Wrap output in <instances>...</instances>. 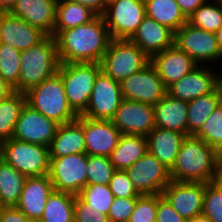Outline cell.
<instances>
[{"label": "cell", "mask_w": 222, "mask_h": 222, "mask_svg": "<svg viewBox=\"0 0 222 222\" xmlns=\"http://www.w3.org/2000/svg\"><path fill=\"white\" fill-rule=\"evenodd\" d=\"M214 34H215V37L217 39L219 49L221 50V53H222V27L217 32H215Z\"/></svg>", "instance_id": "cell-51"}, {"label": "cell", "mask_w": 222, "mask_h": 222, "mask_svg": "<svg viewBox=\"0 0 222 222\" xmlns=\"http://www.w3.org/2000/svg\"><path fill=\"white\" fill-rule=\"evenodd\" d=\"M60 63H100L112 40L102 16L55 37Z\"/></svg>", "instance_id": "cell-1"}, {"label": "cell", "mask_w": 222, "mask_h": 222, "mask_svg": "<svg viewBox=\"0 0 222 222\" xmlns=\"http://www.w3.org/2000/svg\"><path fill=\"white\" fill-rule=\"evenodd\" d=\"M156 222H188L181 217L172 207L169 201L162 195L157 194Z\"/></svg>", "instance_id": "cell-44"}, {"label": "cell", "mask_w": 222, "mask_h": 222, "mask_svg": "<svg viewBox=\"0 0 222 222\" xmlns=\"http://www.w3.org/2000/svg\"><path fill=\"white\" fill-rule=\"evenodd\" d=\"M46 36L41 29L5 11L0 27V43L24 51L40 43Z\"/></svg>", "instance_id": "cell-20"}, {"label": "cell", "mask_w": 222, "mask_h": 222, "mask_svg": "<svg viewBox=\"0 0 222 222\" xmlns=\"http://www.w3.org/2000/svg\"><path fill=\"white\" fill-rule=\"evenodd\" d=\"M149 63L150 58L130 39H112L100 65L104 74L121 83Z\"/></svg>", "instance_id": "cell-6"}, {"label": "cell", "mask_w": 222, "mask_h": 222, "mask_svg": "<svg viewBox=\"0 0 222 222\" xmlns=\"http://www.w3.org/2000/svg\"><path fill=\"white\" fill-rule=\"evenodd\" d=\"M30 222H41V221H39V220H32V221H30Z\"/></svg>", "instance_id": "cell-55"}, {"label": "cell", "mask_w": 222, "mask_h": 222, "mask_svg": "<svg viewBox=\"0 0 222 222\" xmlns=\"http://www.w3.org/2000/svg\"><path fill=\"white\" fill-rule=\"evenodd\" d=\"M192 26L208 32H217L222 27V6L218 0H206L188 18Z\"/></svg>", "instance_id": "cell-34"}, {"label": "cell", "mask_w": 222, "mask_h": 222, "mask_svg": "<svg viewBox=\"0 0 222 222\" xmlns=\"http://www.w3.org/2000/svg\"><path fill=\"white\" fill-rule=\"evenodd\" d=\"M58 123L25 104L17 120L12 138L49 148Z\"/></svg>", "instance_id": "cell-16"}, {"label": "cell", "mask_w": 222, "mask_h": 222, "mask_svg": "<svg viewBox=\"0 0 222 222\" xmlns=\"http://www.w3.org/2000/svg\"><path fill=\"white\" fill-rule=\"evenodd\" d=\"M123 100L120 83L101 71L95 79L89 104L81 115L91 119L111 120Z\"/></svg>", "instance_id": "cell-11"}, {"label": "cell", "mask_w": 222, "mask_h": 222, "mask_svg": "<svg viewBox=\"0 0 222 222\" xmlns=\"http://www.w3.org/2000/svg\"><path fill=\"white\" fill-rule=\"evenodd\" d=\"M188 222H212L210 218L203 213L195 216L193 219L188 220Z\"/></svg>", "instance_id": "cell-50"}, {"label": "cell", "mask_w": 222, "mask_h": 222, "mask_svg": "<svg viewBox=\"0 0 222 222\" xmlns=\"http://www.w3.org/2000/svg\"><path fill=\"white\" fill-rule=\"evenodd\" d=\"M182 13L188 19L193 12L200 7L206 0H176Z\"/></svg>", "instance_id": "cell-46"}, {"label": "cell", "mask_w": 222, "mask_h": 222, "mask_svg": "<svg viewBox=\"0 0 222 222\" xmlns=\"http://www.w3.org/2000/svg\"><path fill=\"white\" fill-rule=\"evenodd\" d=\"M57 0H18L9 11L54 37Z\"/></svg>", "instance_id": "cell-21"}, {"label": "cell", "mask_w": 222, "mask_h": 222, "mask_svg": "<svg viewBox=\"0 0 222 222\" xmlns=\"http://www.w3.org/2000/svg\"><path fill=\"white\" fill-rule=\"evenodd\" d=\"M57 72L61 75L69 106L81 115L89 104L95 79L101 72L100 63H60Z\"/></svg>", "instance_id": "cell-5"}, {"label": "cell", "mask_w": 222, "mask_h": 222, "mask_svg": "<svg viewBox=\"0 0 222 222\" xmlns=\"http://www.w3.org/2000/svg\"><path fill=\"white\" fill-rule=\"evenodd\" d=\"M125 172L141 195L162 194L171 181L169 170L148 151Z\"/></svg>", "instance_id": "cell-12"}, {"label": "cell", "mask_w": 222, "mask_h": 222, "mask_svg": "<svg viewBox=\"0 0 222 222\" xmlns=\"http://www.w3.org/2000/svg\"><path fill=\"white\" fill-rule=\"evenodd\" d=\"M150 63L156 68L166 88L198 66L190 56L176 45L155 54L150 59Z\"/></svg>", "instance_id": "cell-19"}, {"label": "cell", "mask_w": 222, "mask_h": 222, "mask_svg": "<svg viewBox=\"0 0 222 222\" xmlns=\"http://www.w3.org/2000/svg\"><path fill=\"white\" fill-rule=\"evenodd\" d=\"M194 137L204 140L222 155V101Z\"/></svg>", "instance_id": "cell-36"}, {"label": "cell", "mask_w": 222, "mask_h": 222, "mask_svg": "<svg viewBox=\"0 0 222 222\" xmlns=\"http://www.w3.org/2000/svg\"><path fill=\"white\" fill-rule=\"evenodd\" d=\"M209 66L198 65L182 79L167 88V94L173 98L190 102L200 96L210 94L218 88L219 75ZM212 70V71H211Z\"/></svg>", "instance_id": "cell-18"}, {"label": "cell", "mask_w": 222, "mask_h": 222, "mask_svg": "<svg viewBox=\"0 0 222 222\" xmlns=\"http://www.w3.org/2000/svg\"><path fill=\"white\" fill-rule=\"evenodd\" d=\"M174 38V31L146 16L130 40L151 59L173 46Z\"/></svg>", "instance_id": "cell-23"}, {"label": "cell", "mask_w": 222, "mask_h": 222, "mask_svg": "<svg viewBox=\"0 0 222 222\" xmlns=\"http://www.w3.org/2000/svg\"><path fill=\"white\" fill-rule=\"evenodd\" d=\"M137 198L114 197L110 206L108 218L110 222H129L131 214L136 206Z\"/></svg>", "instance_id": "cell-43"}, {"label": "cell", "mask_w": 222, "mask_h": 222, "mask_svg": "<svg viewBox=\"0 0 222 222\" xmlns=\"http://www.w3.org/2000/svg\"><path fill=\"white\" fill-rule=\"evenodd\" d=\"M112 39H130L146 17L144 0H118L102 14Z\"/></svg>", "instance_id": "cell-10"}, {"label": "cell", "mask_w": 222, "mask_h": 222, "mask_svg": "<svg viewBox=\"0 0 222 222\" xmlns=\"http://www.w3.org/2000/svg\"><path fill=\"white\" fill-rule=\"evenodd\" d=\"M26 176L0 158V198L2 206H16Z\"/></svg>", "instance_id": "cell-32"}, {"label": "cell", "mask_w": 222, "mask_h": 222, "mask_svg": "<svg viewBox=\"0 0 222 222\" xmlns=\"http://www.w3.org/2000/svg\"><path fill=\"white\" fill-rule=\"evenodd\" d=\"M185 138L182 133L154 127L147 135L148 152L170 171Z\"/></svg>", "instance_id": "cell-24"}, {"label": "cell", "mask_w": 222, "mask_h": 222, "mask_svg": "<svg viewBox=\"0 0 222 222\" xmlns=\"http://www.w3.org/2000/svg\"><path fill=\"white\" fill-rule=\"evenodd\" d=\"M146 16L176 32L188 22L176 0H144Z\"/></svg>", "instance_id": "cell-29"}, {"label": "cell", "mask_w": 222, "mask_h": 222, "mask_svg": "<svg viewBox=\"0 0 222 222\" xmlns=\"http://www.w3.org/2000/svg\"><path fill=\"white\" fill-rule=\"evenodd\" d=\"M97 15L89 8L71 0H59L56 6L54 38L69 28L89 23Z\"/></svg>", "instance_id": "cell-28"}, {"label": "cell", "mask_w": 222, "mask_h": 222, "mask_svg": "<svg viewBox=\"0 0 222 222\" xmlns=\"http://www.w3.org/2000/svg\"><path fill=\"white\" fill-rule=\"evenodd\" d=\"M49 153L50 157H64L71 154L85 153L82 125L77 120L58 125L55 136L49 146Z\"/></svg>", "instance_id": "cell-26"}, {"label": "cell", "mask_w": 222, "mask_h": 222, "mask_svg": "<svg viewBox=\"0 0 222 222\" xmlns=\"http://www.w3.org/2000/svg\"><path fill=\"white\" fill-rule=\"evenodd\" d=\"M218 88L221 93V101H222V74H219V77H218Z\"/></svg>", "instance_id": "cell-52"}, {"label": "cell", "mask_w": 222, "mask_h": 222, "mask_svg": "<svg viewBox=\"0 0 222 222\" xmlns=\"http://www.w3.org/2000/svg\"><path fill=\"white\" fill-rule=\"evenodd\" d=\"M157 194H144L137 197L136 206L129 222H156Z\"/></svg>", "instance_id": "cell-40"}, {"label": "cell", "mask_w": 222, "mask_h": 222, "mask_svg": "<svg viewBox=\"0 0 222 222\" xmlns=\"http://www.w3.org/2000/svg\"><path fill=\"white\" fill-rule=\"evenodd\" d=\"M111 121L122 135L147 137L155 127L153 105L124 99Z\"/></svg>", "instance_id": "cell-15"}, {"label": "cell", "mask_w": 222, "mask_h": 222, "mask_svg": "<svg viewBox=\"0 0 222 222\" xmlns=\"http://www.w3.org/2000/svg\"><path fill=\"white\" fill-rule=\"evenodd\" d=\"M13 91V88H11L0 76V100L7 97Z\"/></svg>", "instance_id": "cell-48"}, {"label": "cell", "mask_w": 222, "mask_h": 222, "mask_svg": "<svg viewBox=\"0 0 222 222\" xmlns=\"http://www.w3.org/2000/svg\"><path fill=\"white\" fill-rule=\"evenodd\" d=\"M77 2L93 11L97 16H102L106 6L104 0H71Z\"/></svg>", "instance_id": "cell-47"}, {"label": "cell", "mask_w": 222, "mask_h": 222, "mask_svg": "<svg viewBox=\"0 0 222 222\" xmlns=\"http://www.w3.org/2000/svg\"><path fill=\"white\" fill-rule=\"evenodd\" d=\"M78 196L91 208L101 210L108 215L110 206L113 203L114 195L108 185L87 184L78 194Z\"/></svg>", "instance_id": "cell-37"}, {"label": "cell", "mask_w": 222, "mask_h": 222, "mask_svg": "<svg viewBox=\"0 0 222 222\" xmlns=\"http://www.w3.org/2000/svg\"><path fill=\"white\" fill-rule=\"evenodd\" d=\"M21 68V51L0 43V76L14 91L19 92V77Z\"/></svg>", "instance_id": "cell-35"}, {"label": "cell", "mask_w": 222, "mask_h": 222, "mask_svg": "<svg viewBox=\"0 0 222 222\" xmlns=\"http://www.w3.org/2000/svg\"><path fill=\"white\" fill-rule=\"evenodd\" d=\"M155 127L176 131L188 136V102L166 94L153 105Z\"/></svg>", "instance_id": "cell-25"}, {"label": "cell", "mask_w": 222, "mask_h": 222, "mask_svg": "<svg viewBox=\"0 0 222 222\" xmlns=\"http://www.w3.org/2000/svg\"><path fill=\"white\" fill-rule=\"evenodd\" d=\"M147 151V137L125 134L120 137L110 160L116 170H125L138 161Z\"/></svg>", "instance_id": "cell-27"}, {"label": "cell", "mask_w": 222, "mask_h": 222, "mask_svg": "<svg viewBox=\"0 0 222 222\" xmlns=\"http://www.w3.org/2000/svg\"><path fill=\"white\" fill-rule=\"evenodd\" d=\"M31 220L16 206L0 207V222H30Z\"/></svg>", "instance_id": "cell-45"}, {"label": "cell", "mask_w": 222, "mask_h": 222, "mask_svg": "<svg viewBox=\"0 0 222 222\" xmlns=\"http://www.w3.org/2000/svg\"><path fill=\"white\" fill-rule=\"evenodd\" d=\"M219 4L222 6V0H218Z\"/></svg>", "instance_id": "cell-56"}, {"label": "cell", "mask_w": 222, "mask_h": 222, "mask_svg": "<svg viewBox=\"0 0 222 222\" xmlns=\"http://www.w3.org/2000/svg\"><path fill=\"white\" fill-rule=\"evenodd\" d=\"M174 45L190 56L197 65L221 61L222 53L213 32L196 28L188 22L175 32Z\"/></svg>", "instance_id": "cell-9"}, {"label": "cell", "mask_w": 222, "mask_h": 222, "mask_svg": "<svg viewBox=\"0 0 222 222\" xmlns=\"http://www.w3.org/2000/svg\"><path fill=\"white\" fill-rule=\"evenodd\" d=\"M53 190L49 174L27 177L16 207L31 221L40 220L47 198Z\"/></svg>", "instance_id": "cell-22"}, {"label": "cell", "mask_w": 222, "mask_h": 222, "mask_svg": "<svg viewBox=\"0 0 222 222\" xmlns=\"http://www.w3.org/2000/svg\"><path fill=\"white\" fill-rule=\"evenodd\" d=\"M18 0H0V9L9 12Z\"/></svg>", "instance_id": "cell-49"}, {"label": "cell", "mask_w": 222, "mask_h": 222, "mask_svg": "<svg viewBox=\"0 0 222 222\" xmlns=\"http://www.w3.org/2000/svg\"><path fill=\"white\" fill-rule=\"evenodd\" d=\"M202 213L212 222H222V178L204 183V202Z\"/></svg>", "instance_id": "cell-39"}, {"label": "cell", "mask_w": 222, "mask_h": 222, "mask_svg": "<svg viewBox=\"0 0 222 222\" xmlns=\"http://www.w3.org/2000/svg\"><path fill=\"white\" fill-rule=\"evenodd\" d=\"M0 158L26 177L49 174V148L11 138L0 143Z\"/></svg>", "instance_id": "cell-7"}, {"label": "cell", "mask_w": 222, "mask_h": 222, "mask_svg": "<svg viewBox=\"0 0 222 222\" xmlns=\"http://www.w3.org/2000/svg\"><path fill=\"white\" fill-rule=\"evenodd\" d=\"M25 104V93L18 91H13L0 100V143L13 137L17 120Z\"/></svg>", "instance_id": "cell-31"}, {"label": "cell", "mask_w": 222, "mask_h": 222, "mask_svg": "<svg viewBox=\"0 0 222 222\" xmlns=\"http://www.w3.org/2000/svg\"><path fill=\"white\" fill-rule=\"evenodd\" d=\"M75 195L53 190L48 196L41 222H74Z\"/></svg>", "instance_id": "cell-33"}, {"label": "cell", "mask_w": 222, "mask_h": 222, "mask_svg": "<svg viewBox=\"0 0 222 222\" xmlns=\"http://www.w3.org/2000/svg\"><path fill=\"white\" fill-rule=\"evenodd\" d=\"M162 195L187 221L203 211L204 183L171 180Z\"/></svg>", "instance_id": "cell-17"}, {"label": "cell", "mask_w": 222, "mask_h": 222, "mask_svg": "<svg viewBox=\"0 0 222 222\" xmlns=\"http://www.w3.org/2000/svg\"><path fill=\"white\" fill-rule=\"evenodd\" d=\"M76 120L83 128L85 153L110 157L122 136L112 121L91 119L82 115H78Z\"/></svg>", "instance_id": "cell-14"}, {"label": "cell", "mask_w": 222, "mask_h": 222, "mask_svg": "<svg viewBox=\"0 0 222 222\" xmlns=\"http://www.w3.org/2000/svg\"><path fill=\"white\" fill-rule=\"evenodd\" d=\"M87 184L108 185L115 168L110 157L87 155Z\"/></svg>", "instance_id": "cell-38"}, {"label": "cell", "mask_w": 222, "mask_h": 222, "mask_svg": "<svg viewBox=\"0 0 222 222\" xmlns=\"http://www.w3.org/2000/svg\"><path fill=\"white\" fill-rule=\"evenodd\" d=\"M4 13H5V11L0 9V27H1V23H2Z\"/></svg>", "instance_id": "cell-54"}, {"label": "cell", "mask_w": 222, "mask_h": 222, "mask_svg": "<svg viewBox=\"0 0 222 222\" xmlns=\"http://www.w3.org/2000/svg\"><path fill=\"white\" fill-rule=\"evenodd\" d=\"M221 102L219 88L188 102V136H194Z\"/></svg>", "instance_id": "cell-30"}, {"label": "cell", "mask_w": 222, "mask_h": 222, "mask_svg": "<svg viewBox=\"0 0 222 222\" xmlns=\"http://www.w3.org/2000/svg\"><path fill=\"white\" fill-rule=\"evenodd\" d=\"M120 85L123 99L150 105H155L167 94L166 86L151 63L124 79Z\"/></svg>", "instance_id": "cell-13"}, {"label": "cell", "mask_w": 222, "mask_h": 222, "mask_svg": "<svg viewBox=\"0 0 222 222\" xmlns=\"http://www.w3.org/2000/svg\"><path fill=\"white\" fill-rule=\"evenodd\" d=\"M169 176L172 181H217L222 178V155L204 140L186 136Z\"/></svg>", "instance_id": "cell-2"}, {"label": "cell", "mask_w": 222, "mask_h": 222, "mask_svg": "<svg viewBox=\"0 0 222 222\" xmlns=\"http://www.w3.org/2000/svg\"><path fill=\"white\" fill-rule=\"evenodd\" d=\"M117 198H137L141 194L136 190L125 170H115L108 184Z\"/></svg>", "instance_id": "cell-41"}, {"label": "cell", "mask_w": 222, "mask_h": 222, "mask_svg": "<svg viewBox=\"0 0 222 222\" xmlns=\"http://www.w3.org/2000/svg\"><path fill=\"white\" fill-rule=\"evenodd\" d=\"M60 66L57 43L47 35L40 43L21 51L19 92L25 93L54 75Z\"/></svg>", "instance_id": "cell-3"}, {"label": "cell", "mask_w": 222, "mask_h": 222, "mask_svg": "<svg viewBox=\"0 0 222 222\" xmlns=\"http://www.w3.org/2000/svg\"><path fill=\"white\" fill-rule=\"evenodd\" d=\"M25 97L27 105L59 125L74 121L78 117L67 102L58 72L25 92Z\"/></svg>", "instance_id": "cell-4"}, {"label": "cell", "mask_w": 222, "mask_h": 222, "mask_svg": "<svg viewBox=\"0 0 222 222\" xmlns=\"http://www.w3.org/2000/svg\"><path fill=\"white\" fill-rule=\"evenodd\" d=\"M118 0H104L105 6L107 7L108 5H110L113 2H116Z\"/></svg>", "instance_id": "cell-53"}, {"label": "cell", "mask_w": 222, "mask_h": 222, "mask_svg": "<svg viewBox=\"0 0 222 222\" xmlns=\"http://www.w3.org/2000/svg\"><path fill=\"white\" fill-rule=\"evenodd\" d=\"M74 222H110L108 215L101 210L91 208L78 195L74 202Z\"/></svg>", "instance_id": "cell-42"}, {"label": "cell", "mask_w": 222, "mask_h": 222, "mask_svg": "<svg viewBox=\"0 0 222 222\" xmlns=\"http://www.w3.org/2000/svg\"><path fill=\"white\" fill-rule=\"evenodd\" d=\"M87 154L50 157L49 177L55 191L78 195L87 185Z\"/></svg>", "instance_id": "cell-8"}]
</instances>
